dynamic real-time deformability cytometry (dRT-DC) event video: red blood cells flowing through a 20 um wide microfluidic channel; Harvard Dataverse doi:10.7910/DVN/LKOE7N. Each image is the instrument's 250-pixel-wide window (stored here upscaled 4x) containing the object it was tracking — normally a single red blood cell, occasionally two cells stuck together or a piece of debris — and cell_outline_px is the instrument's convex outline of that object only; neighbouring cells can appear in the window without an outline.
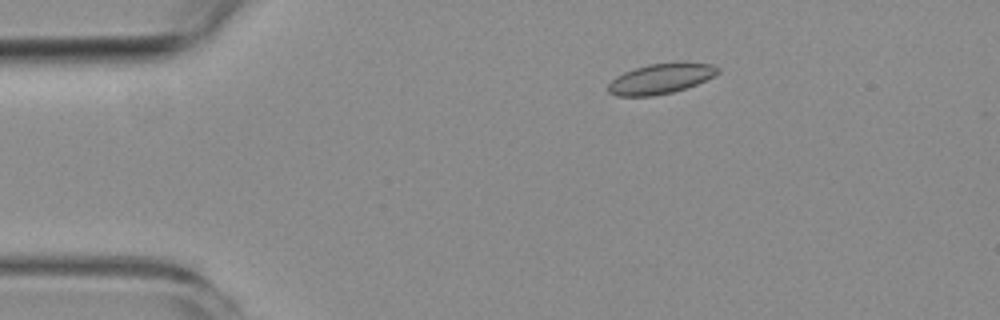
{"species": "common noctule bat (a hibernating species)", "species_latin": "Nyctalus noctula", "temperature_condition": "room temperature", "stored_images_in_passage": 2, "camera_frame_rate_fps": 3000, "um_per_image_px": 0.085, "animal": {"sex": "female", "body_mass_g": 19.3, "forearm_length_mm": 54.1}, "frame": {"image": 1, "passage_image": 1, "time_ms": 0.0, "image_size_px": [1000, 320], "cell_outline_px": [[720, 72], [696, 84], [672, 92], [652, 96], [616, 96], [608, 92], [608, 84], [616, 76], [624, 72], [648, 64], [676, 60], [680, 60], [712, 64], [720, 68]], "centroid_in_image_um": [56.18, 6.65], "position_along_channel_um": 28.8, "area_um2": 19.65}}